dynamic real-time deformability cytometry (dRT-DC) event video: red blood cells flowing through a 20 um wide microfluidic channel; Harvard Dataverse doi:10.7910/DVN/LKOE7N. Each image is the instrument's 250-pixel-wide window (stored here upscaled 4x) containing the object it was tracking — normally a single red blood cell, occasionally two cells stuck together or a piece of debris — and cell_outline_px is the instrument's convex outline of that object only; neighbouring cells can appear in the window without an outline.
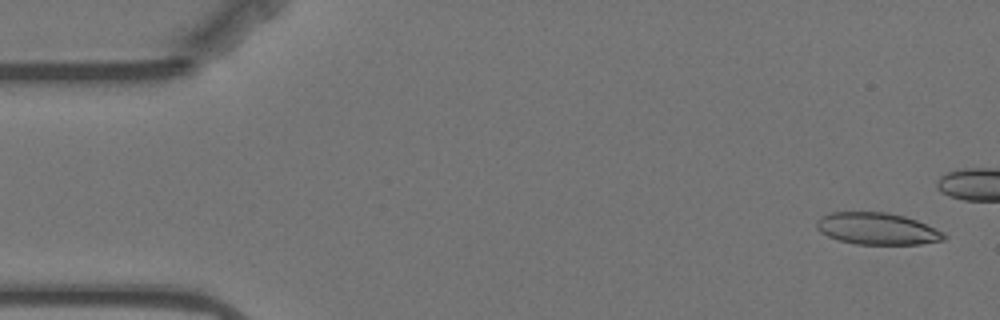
{"species": "Egyptian fruit bat (a non-hibernating species)", "species_latin": "Rousettus aegyptiacus", "temperature_condition": "warm", "stored_images_in_passage": 44, "camera_frame_rate_fps": 3000, "um_per_image_px": 0.085, "animal": {"sex": "female"}, "frame": {"image": 1, "passage_image": 2, "time_ms": 0.333, "image_size_px": [1000, 320], "cell_outline_px": [[948, 236], [944, 240], [920, 244], [856, 244], [836, 240], [820, 232], [816, 228], [816, 220], [820, 216], [828, 212], [888, 212], [904, 216], [916, 220], [936, 228], [944, 232]], "centroid_in_image_um": [74.54, 19.43], "position_along_channel_um": 10.5, "area_um2": 23.93}}
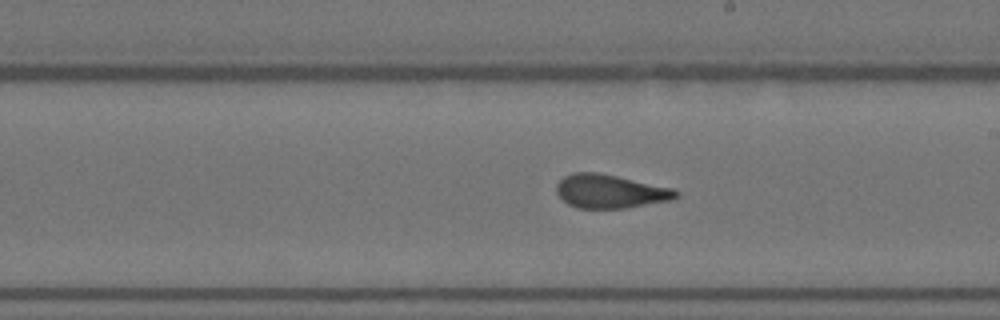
{"frame": {"image": 2, "passage_image": 31, "time_ms": 10.0, "image_size_px": [1000, 320], "cell_outline_px": [[680, 196], [676, 200], [624, 208], [576, 208], [568, 204], [556, 192], [556, 184], [564, 176], [572, 172], [596, 172], [616, 176], [672, 188], [680, 192]], "centroid_in_image_um": [51.89, 16.27], "position_along_channel_um": 237.1, "area_um2": 23.52}}
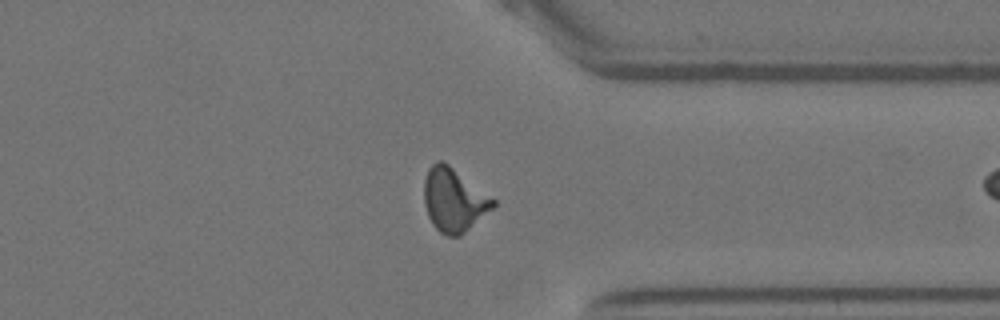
{"frame": {"image": 3, "passage_image": 43, "time_ms": 14.0, "image_size_px": [1000, 320], "cell_outline_px": [[496, 204], [492, 208], [460, 236], [448, 236], [440, 232], [432, 224], [428, 216], [424, 204], [424, 180], [428, 168], [436, 160], [440, 160], [448, 164], [496, 200]], "centroid_in_image_um": [38.55, 16.99], "position_along_channel_um": 372.9, "area_um2": 25.26}}